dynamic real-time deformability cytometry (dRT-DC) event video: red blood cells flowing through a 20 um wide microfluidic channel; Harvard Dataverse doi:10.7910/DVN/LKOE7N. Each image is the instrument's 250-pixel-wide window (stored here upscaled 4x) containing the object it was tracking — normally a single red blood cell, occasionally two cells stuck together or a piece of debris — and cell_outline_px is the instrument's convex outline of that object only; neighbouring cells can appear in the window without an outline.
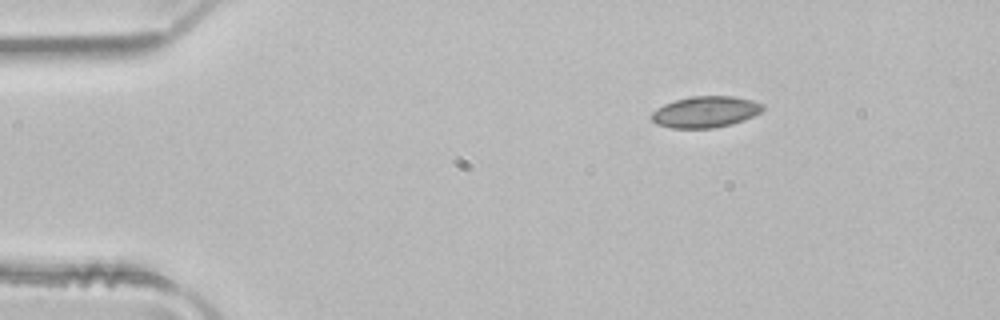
{"species": "common noctule bat (a hibernating species)", "species_latin": "Nyctalus noctula", "temperature_condition": "room temperature", "stored_images_in_passage": 3, "camera_frame_rate_fps": 3000, "um_per_image_px": 0.085, "animal": {"sex": "male", "body_mass_g": 21.5, "forearm_length_mm": 52.0}, "frame": {"image": 1, "passage_image": 1, "time_ms": 0.0, "image_size_px": [1000, 320], "cell_outline_px": [[764, 108], [760, 112], [744, 120], [732, 124], [712, 128], [672, 128], [656, 124], [652, 120], [652, 112], [656, 108], [664, 104], [676, 100], [692, 96], [732, 96], [752, 100], [764, 104]], "centroid_in_image_um": [59.96, 9.51], "position_along_channel_um": 25.0, "area_um2": 20.23}}
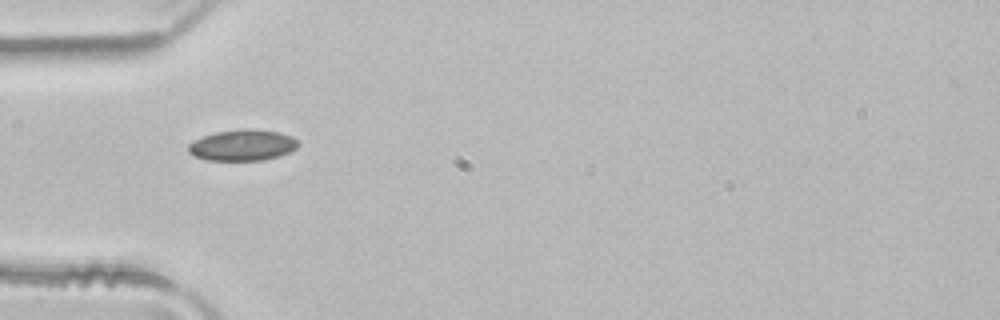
{"frame": {"image": 2, "passage_image": 3, "time_ms": 0.667, "image_size_px": [1000, 320], "cell_outline_px": [[300, 144], [296, 148], [280, 156], [264, 160], [208, 160], [196, 156], [188, 152], [188, 144], [204, 136], [216, 132], [280, 132], [292, 136]], "centroid_in_image_um": [20.63, 12.4], "position_along_channel_um": 64.4, "area_um2": 18.84}}